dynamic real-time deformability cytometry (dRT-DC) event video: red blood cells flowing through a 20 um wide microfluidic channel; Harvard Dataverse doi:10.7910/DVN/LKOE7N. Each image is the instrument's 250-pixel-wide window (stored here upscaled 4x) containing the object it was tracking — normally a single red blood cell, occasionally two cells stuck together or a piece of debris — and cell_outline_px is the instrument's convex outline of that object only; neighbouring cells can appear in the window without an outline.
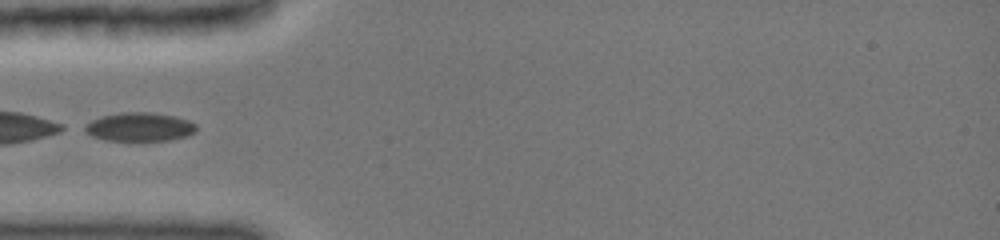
{"species": "common noctule bat (a hibernating species)", "species_latin": "Nyctalus noctula", "temperature_condition": "cold", "stored_images_in_passage": 10, "camera_frame_rate_fps": 3000, "um_per_image_px": 0.085, "animal": {"sex": "female", "body_mass_g": 19.0, "forearm_length_mm": 51.5}, "frame": {"image": 1, "passage_image": 5, "time_ms": 4.333, "image_size_px": [1000, 240], "cell_outline_px": [[196, 128], [188, 136], [168, 140], [108, 140], [92, 136], [80, 128], [92, 120], [104, 116], [124, 112], [148, 112], [172, 116], [188, 120], [196, 124]], "centroid_in_image_um": [11.83, 10.79], "position_along_channel_um": 73.2, "area_um2": 18.32}}
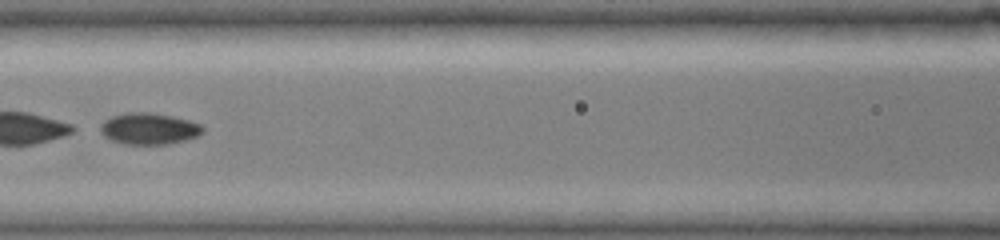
{"frame": {"image": 2, "passage_image": 7, "time_ms": 6.333, "image_size_px": [1000, 240], "cell_outline_px": [[204, 132], [196, 136], [184, 140], [168, 144], [124, 144], [112, 140], [104, 136], [100, 132], [100, 128], [104, 120], [112, 116], [128, 112], [148, 112], [172, 116], [188, 120], [200, 124], [204, 128]], "centroid_in_image_um": [12.65, 10.93], "position_along_channel_um": 153.9, "area_um2": 18.67}}
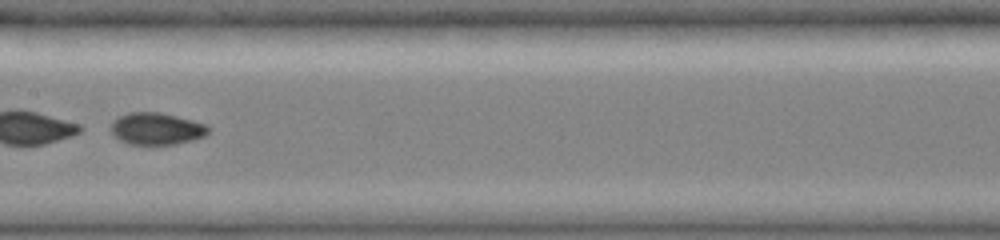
{"frame": {"image": 3, "passage_image": 8, "time_ms": 7.333, "image_size_px": [1000, 240], "cell_outline_px": [[208, 132], [204, 136], [192, 140], [176, 144], [128, 144], [120, 140], [112, 132], [112, 124], [120, 116], [132, 112], [160, 112], [176, 116], [204, 124], [208, 128]], "centroid_in_image_um": [13.31, 10.94], "position_along_channel_um": 194.1, "area_um2": 17.69}}